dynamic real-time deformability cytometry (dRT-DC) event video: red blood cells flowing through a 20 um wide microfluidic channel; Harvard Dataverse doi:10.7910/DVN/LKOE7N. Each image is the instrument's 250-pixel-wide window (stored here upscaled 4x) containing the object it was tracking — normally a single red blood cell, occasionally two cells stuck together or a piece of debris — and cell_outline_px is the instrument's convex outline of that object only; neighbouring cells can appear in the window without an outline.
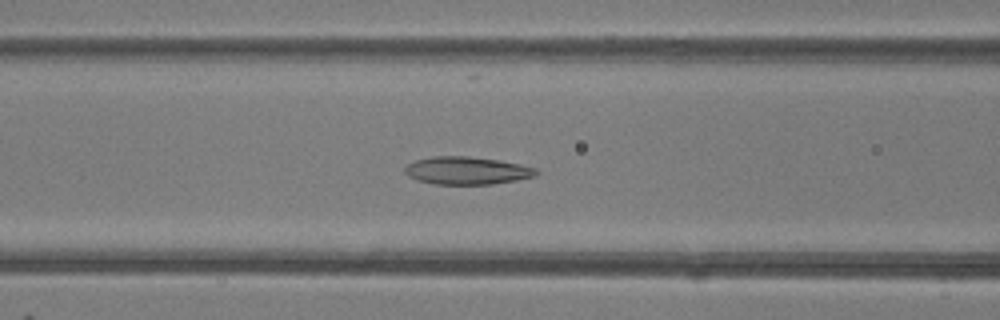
{"species": "common noctule bat (a hibernating species)", "species_latin": "Nyctalus noctula", "temperature_condition": "room temperature", "stored_images_in_passage": 49, "camera_frame_rate_fps": 3000, "um_per_image_px": 0.085, "animal": {"sex": "female"}, "frame": {"image": 1, "passage_image": 20, "time_ms": 6.333, "image_size_px": [1000, 320], "cell_outline_px": [[540, 172], [536, 176], [516, 180], [492, 184], [436, 184], [420, 180], [408, 176], [404, 172], [404, 168], [408, 164], [416, 160], [432, 156], [468, 156], [500, 160], [520, 164], [536, 168]], "centroid_in_image_um": [39.71, 14.49], "position_along_channel_um": 126.9, "area_um2": 21.21}}
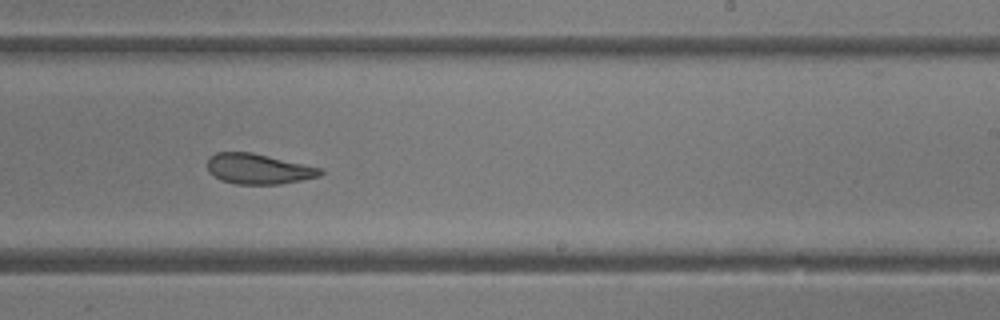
{"frame": {"image": 2, "passage_image": 30, "time_ms": 9.667, "image_size_px": [1000, 320], "cell_outline_px": [[324, 172], [320, 176], [280, 184], [236, 184], [220, 180], [208, 172], [208, 156], [216, 152], [252, 152], [324, 168]], "centroid_in_image_um": [21.97, 14.35], "position_along_channel_um": 267.0, "area_um2": 20.17}}
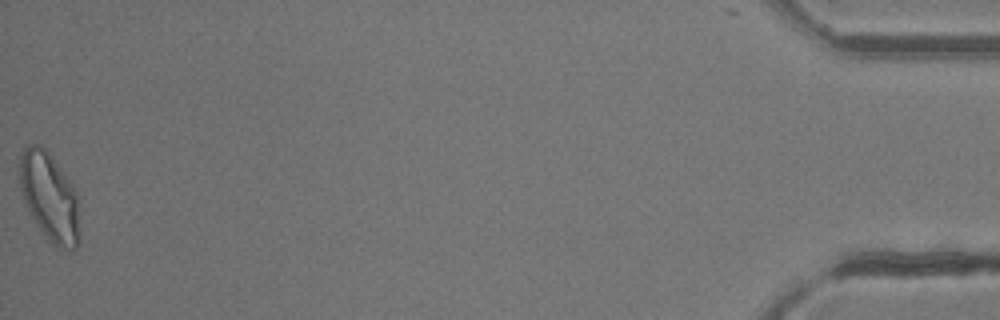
{"frame": {"image": 3, "passage_image": 49, "time_ms": 16.0, "image_size_px": [1000, 320], "cell_outline_px": [[80, 244], [76, 248], [56, 248], [52, 244], [36, 224], [28, 212], [20, 188], [20, 156], [24, 148], [28, 144], [36, 144], [44, 148], [52, 156], [76, 192], [80, 232]], "centroid_in_image_um": [4.21, 16.77], "position_along_channel_um": 431.0, "area_um2": 30.81}, "authors_computed_cell_mechanics": {"area_um2": 23.0044, "velocity_mm_per_s": 4.2133, "shape_relaxation_time_tau1_ms": 3.9422, "shape_relaxation_time_tau2_ms": 1.9764, "deformation_change_tau1": 0.1601, "deformation_change_tau2": 0.1026}}